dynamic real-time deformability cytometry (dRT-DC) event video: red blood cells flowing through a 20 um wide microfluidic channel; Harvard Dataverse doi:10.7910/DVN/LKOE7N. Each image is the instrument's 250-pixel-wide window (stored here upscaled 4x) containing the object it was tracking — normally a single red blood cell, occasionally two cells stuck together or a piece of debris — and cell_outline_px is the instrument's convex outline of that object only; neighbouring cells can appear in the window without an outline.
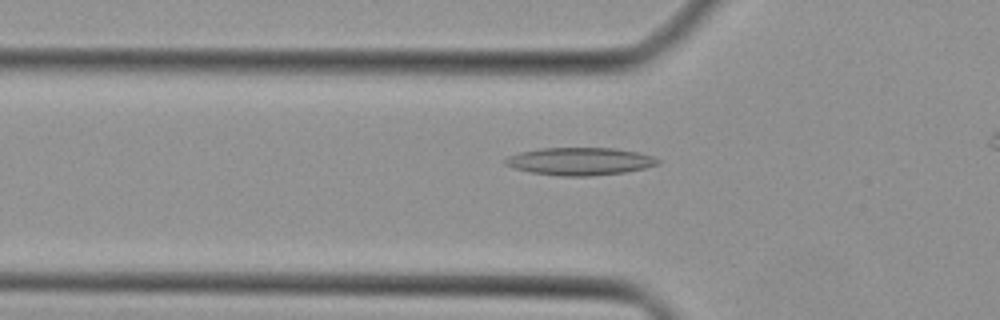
{"species": "Egyptian fruit bat (a non-hibernating species)", "species_latin": "Rousettus aegyptiacus", "temperature_condition": "cold", "stored_images_in_passage": 28, "camera_frame_rate_fps": 3000, "um_per_image_px": 0.085, "animal": {"sex": "female"}, "frame": {"image": 1, "passage_image": 4, "time_ms": 1.0, "image_size_px": [1000, 320], "cell_outline_px": [[660, 164], [644, 168], [624, 172], [588, 176], [560, 176], [532, 172], [516, 168], [504, 164], [504, 160], [508, 156], [520, 152], [540, 148], [616, 148], [636, 152], [652, 156], [660, 160]], "centroid_in_image_um": [49.3, 13.71], "position_along_channel_um": 76.5, "area_um2": 24.39}}
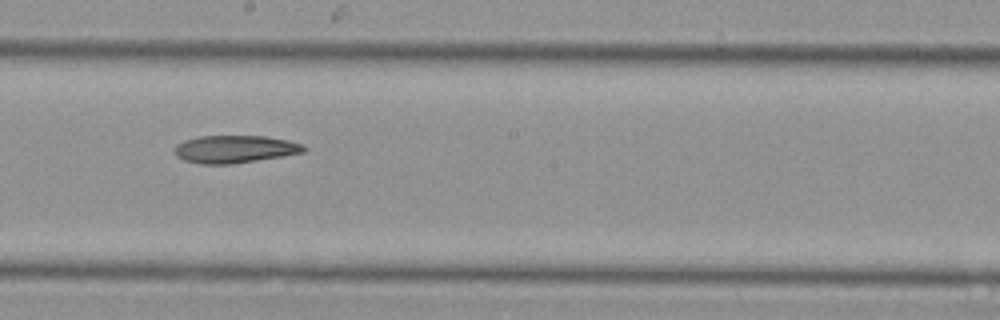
{"frame": {"image": 2, "passage_image": 14, "time_ms": 4.333, "image_size_px": [1000, 320], "cell_outline_px": [[308, 148], [304, 152], [284, 156], [232, 164], [200, 164], [184, 160], [176, 156], [172, 152], [172, 148], [176, 144], [184, 140], [200, 136], [264, 136], [288, 140], [304, 144]], "centroid_in_image_um": [19.94, 12.68], "position_along_channel_um": 228.3, "area_um2": 21.1}}
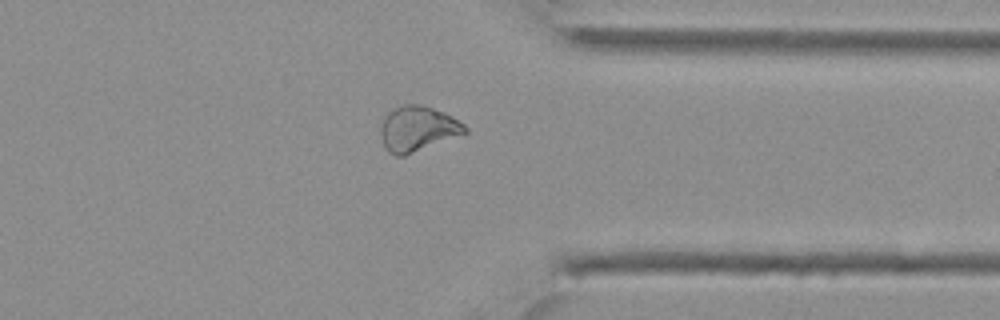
{"frame": {"image": 3, "passage_image": 24, "time_ms": 7.667, "image_size_px": [1000, 320], "cell_outline_px": [[468, 132], [464, 136], [404, 156], [396, 156], [388, 152], [384, 144], [380, 128], [384, 116], [392, 108], [400, 104], [420, 104], [444, 112], [452, 116], [464, 124], [468, 128]], "centroid_in_image_um": [35.55, 10.95], "position_along_channel_um": 375.8, "area_um2": 22.77}}